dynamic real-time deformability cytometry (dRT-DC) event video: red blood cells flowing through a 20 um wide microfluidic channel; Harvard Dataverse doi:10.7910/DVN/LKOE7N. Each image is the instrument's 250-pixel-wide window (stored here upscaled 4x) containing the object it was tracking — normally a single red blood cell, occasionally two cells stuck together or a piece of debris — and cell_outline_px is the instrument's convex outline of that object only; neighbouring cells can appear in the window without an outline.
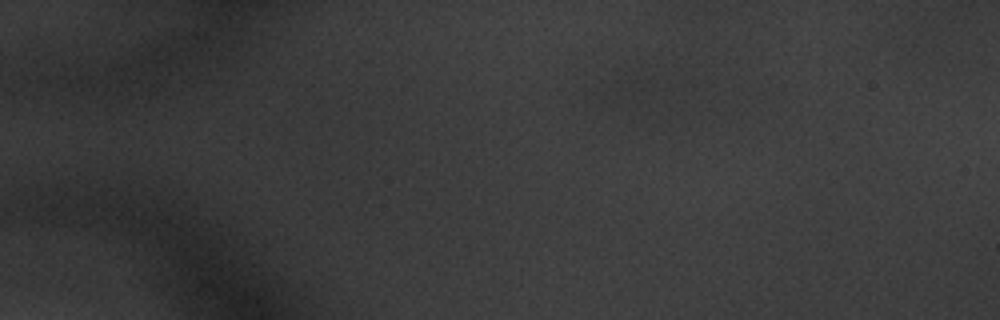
{"species": "common noctule bat (a hibernating species)", "species_latin": "Nyctalus noctula", "temperature_condition": "warm", "stored_images_in_passage": 6, "camera_frame_rate_fps": 3000, "um_per_image_px": 0.085, "animal": {"sex": "male", "body_mass_g": 20.1, "forearm_length_mm": 53.5}, "frame": {"image": 1, "passage_image": 1, "time_ms": 0.0, "image_size_px": [1000, 320], "cell_outline_px": [[680, 76], [676, 80], [668, 84], [616, 100], [600, 88], [600, 80], [640, 60], [652, 56], [672, 68]], "centroid_in_image_um": [54.27, 6.66], "position_along_channel_um": 30.7, "area_um2": 14.05}}